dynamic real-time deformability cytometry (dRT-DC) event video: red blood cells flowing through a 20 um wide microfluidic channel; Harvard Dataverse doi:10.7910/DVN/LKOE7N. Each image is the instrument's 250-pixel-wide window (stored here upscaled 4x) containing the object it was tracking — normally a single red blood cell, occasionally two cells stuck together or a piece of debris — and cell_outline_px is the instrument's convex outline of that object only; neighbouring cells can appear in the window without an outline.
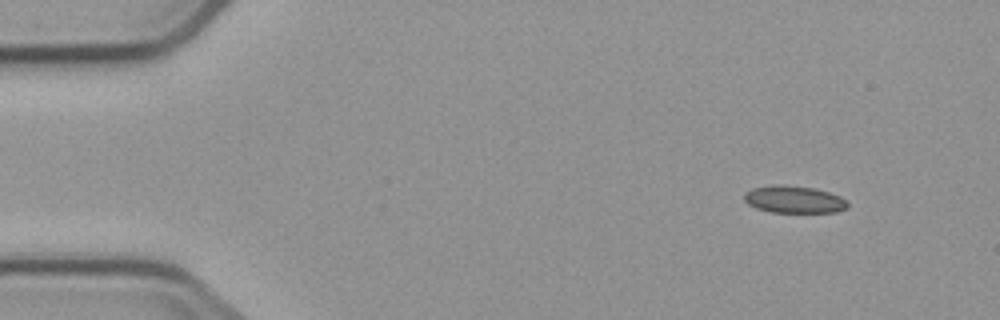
{"species": "common noctule bat (a hibernating species)", "species_latin": "Nyctalus noctula", "temperature_condition": "cold", "stored_images_in_passage": 3, "camera_frame_rate_fps": 3000, "um_per_image_px": 0.085, "animal": {"sex": "male", "body_mass_g": 23.1, "forearm_length_mm": 52.7}, "frame": {"image": 1, "passage_image": 1, "time_ms": 0.0, "image_size_px": [1000, 320], "cell_outline_px": [[848, 208], [836, 212], [772, 212], [756, 208], [748, 204], [744, 200], [744, 192], [752, 188], [812, 188], [828, 192], [840, 196], [848, 200]], "centroid_in_image_um": [67.56, 17.02], "position_along_channel_um": 17.4, "area_um2": 15.55}}